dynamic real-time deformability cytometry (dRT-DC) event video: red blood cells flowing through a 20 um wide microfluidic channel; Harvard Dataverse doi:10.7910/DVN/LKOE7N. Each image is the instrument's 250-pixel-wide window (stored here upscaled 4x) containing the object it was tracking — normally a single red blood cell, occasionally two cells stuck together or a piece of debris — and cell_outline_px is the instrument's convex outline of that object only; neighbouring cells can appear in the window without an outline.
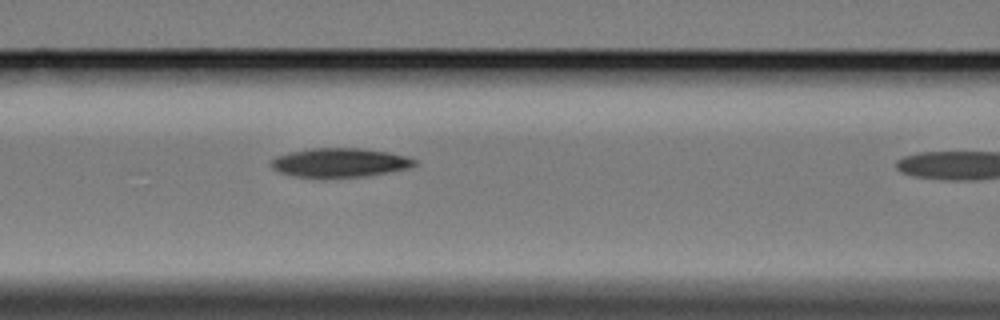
{"species": "Egyptian fruit bat (a non-hibernating species)", "species_latin": "Rousettus aegyptiacus", "temperature_condition": "cold", "stored_images_in_passage": 6, "segment_of_instrument_passage": [1, 2], "camera_frame_rate_fps": 3000, "um_per_image_px": 0.085, "animal": {"sex": "female"}, "frame": {"image": 1, "passage_image": 5, "time_ms": 4.667, "image_size_px": [1000, 320], "cell_outline_px": [[416, 164], [412, 168], [368, 176], [296, 176], [280, 172], [272, 168], [268, 164], [268, 160], [276, 156], [288, 152], [312, 148], [364, 148], [388, 152], [408, 156], [416, 160]], "centroid_in_image_um": [28.9, 13.8], "position_along_channel_um": 137.7, "area_um2": 24.28}}